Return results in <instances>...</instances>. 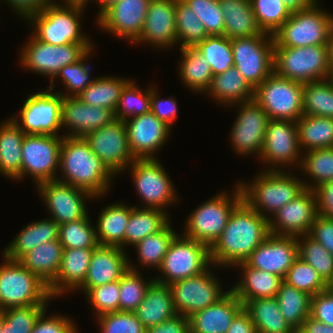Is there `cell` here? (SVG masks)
<instances>
[{"label": "cell", "instance_id": "30bf717a", "mask_svg": "<svg viewBox=\"0 0 333 333\" xmlns=\"http://www.w3.org/2000/svg\"><path fill=\"white\" fill-rule=\"evenodd\" d=\"M20 50L19 64L22 68L49 77L50 81L61 68L80 60L94 43H70L52 45L38 40L32 33Z\"/></svg>", "mask_w": 333, "mask_h": 333}, {"label": "cell", "instance_id": "4fadbf2b", "mask_svg": "<svg viewBox=\"0 0 333 333\" xmlns=\"http://www.w3.org/2000/svg\"><path fill=\"white\" fill-rule=\"evenodd\" d=\"M234 67L255 89L274 71V37L268 33L231 39Z\"/></svg>", "mask_w": 333, "mask_h": 333}, {"label": "cell", "instance_id": "ee69618b", "mask_svg": "<svg viewBox=\"0 0 333 333\" xmlns=\"http://www.w3.org/2000/svg\"><path fill=\"white\" fill-rule=\"evenodd\" d=\"M169 222L162 230L155 234L145 237L134 245L136 249L139 266L142 268L147 267L159 269L166 252L170 246V243L177 235L176 231L173 230V226H170Z\"/></svg>", "mask_w": 333, "mask_h": 333}, {"label": "cell", "instance_id": "34e18365", "mask_svg": "<svg viewBox=\"0 0 333 333\" xmlns=\"http://www.w3.org/2000/svg\"><path fill=\"white\" fill-rule=\"evenodd\" d=\"M327 47H328L329 66H330V69H333V25L329 32Z\"/></svg>", "mask_w": 333, "mask_h": 333}, {"label": "cell", "instance_id": "b9fcfbb0", "mask_svg": "<svg viewBox=\"0 0 333 333\" xmlns=\"http://www.w3.org/2000/svg\"><path fill=\"white\" fill-rule=\"evenodd\" d=\"M4 321H5L4 310L0 309V333H1L2 329H3Z\"/></svg>", "mask_w": 333, "mask_h": 333}, {"label": "cell", "instance_id": "2a66077c", "mask_svg": "<svg viewBox=\"0 0 333 333\" xmlns=\"http://www.w3.org/2000/svg\"><path fill=\"white\" fill-rule=\"evenodd\" d=\"M326 289L333 293V275L332 277L326 282Z\"/></svg>", "mask_w": 333, "mask_h": 333}, {"label": "cell", "instance_id": "60d3db41", "mask_svg": "<svg viewBox=\"0 0 333 333\" xmlns=\"http://www.w3.org/2000/svg\"><path fill=\"white\" fill-rule=\"evenodd\" d=\"M301 151L333 147V118L302 115L297 121Z\"/></svg>", "mask_w": 333, "mask_h": 333}, {"label": "cell", "instance_id": "f35d334b", "mask_svg": "<svg viewBox=\"0 0 333 333\" xmlns=\"http://www.w3.org/2000/svg\"><path fill=\"white\" fill-rule=\"evenodd\" d=\"M168 212L160 209L130 206L129 221L124 235V250L134 246L145 237L162 230L170 221Z\"/></svg>", "mask_w": 333, "mask_h": 333}, {"label": "cell", "instance_id": "d590c367", "mask_svg": "<svg viewBox=\"0 0 333 333\" xmlns=\"http://www.w3.org/2000/svg\"><path fill=\"white\" fill-rule=\"evenodd\" d=\"M95 227L99 245L118 246L124 250V235L130 216V205L114 202L99 212Z\"/></svg>", "mask_w": 333, "mask_h": 333}, {"label": "cell", "instance_id": "f5cc1de1", "mask_svg": "<svg viewBox=\"0 0 333 333\" xmlns=\"http://www.w3.org/2000/svg\"><path fill=\"white\" fill-rule=\"evenodd\" d=\"M150 112V87L142 91L132 78L123 88L119 98L115 119L126 121L134 116Z\"/></svg>", "mask_w": 333, "mask_h": 333}, {"label": "cell", "instance_id": "c3c4849f", "mask_svg": "<svg viewBox=\"0 0 333 333\" xmlns=\"http://www.w3.org/2000/svg\"><path fill=\"white\" fill-rule=\"evenodd\" d=\"M128 257L129 269L122 275L120 282L119 292V311L120 312H134L140 303L144 300L147 288L154 281L144 279L141 270L131 263Z\"/></svg>", "mask_w": 333, "mask_h": 333}, {"label": "cell", "instance_id": "8d00e7d4", "mask_svg": "<svg viewBox=\"0 0 333 333\" xmlns=\"http://www.w3.org/2000/svg\"><path fill=\"white\" fill-rule=\"evenodd\" d=\"M25 135L12 118L0 124V174L11 180L21 174V150Z\"/></svg>", "mask_w": 333, "mask_h": 333}, {"label": "cell", "instance_id": "2e32d148", "mask_svg": "<svg viewBox=\"0 0 333 333\" xmlns=\"http://www.w3.org/2000/svg\"><path fill=\"white\" fill-rule=\"evenodd\" d=\"M63 96L52 90L29 95L19 113L10 118L26 135H59Z\"/></svg>", "mask_w": 333, "mask_h": 333}, {"label": "cell", "instance_id": "f1b7e54d", "mask_svg": "<svg viewBox=\"0 0 333 333\" xmlns=\"http://www.w3.org/2000/svg\"><path fill=\"white\" fill-rule=\"evenodd\" d=\"M94 248L63 249L59 272L48 287L53 300L77 291L84 283ZM58 297V298H57Z\"/></svg>", "mask_w": 333, "mask_h": 333}, {"label": "cell", "instance_id": "91938a15", "mask_svg": "<svg viewBox=\"0 0 333 333\" xmlns=\"http://www.w3.org/2000/svg\"><path fill=\"white\" fill-rule=\"evenodd\" d=\"M120 282L115 281L91 288L84 296L92 307L96 317L110 312L119 311Z\"/></svg>", "mask_w": 333, "mask_h": 333}, {"label": "cell", "instance_id": "74e56055", "mask_svg": "<svg viewBox=\"0 0 333 333\" xmlns=\"http://www.w3.org/2000/svg\"><path fill=\"white\" fill-rule=\"evenodd\" d=\"M243 309L249 314L257 333H296L283 317L275 297L248 300Z\"/></svg>", "mask_w": 333, "mask_h": 333}, {"label": "cell", "instance_id": "277c9868", "mask_svg": "<svg viewBox=\"0 0 333 333\" xmlns=\"http://www.w3.org/2000/svg\"><path fill=\"white\" fill-rule=\"evenodd\" d=\"M85 8L75 2H57L30 16L25 22L33 28L32 34L38 40L48 44L91 43L89 35H85L81 27Z\"/></svg>", "mask_w": 333, "mask_h": 333}, {"label": "cell", "instance_id": "11e5206c", "mask_svg": "<svg viewBox=\"0 0 333 333\" xmlns=\"http://www.w3.org/2000/svg\"><path fill=\"white\" fill-rule=\"evenodd\" d=\"M121 1V0H97L95 3L99 6V11L97 14V18L112 4Z\"/></svg>", "mask_w": 333, "mask_h": 333}, {"label": "cell", "instance_id": "f6af8a7d", "mask_svg": "<svg viewBox=\"0 0 333 333\" xmlns=\"http://www.w3.org/2000/svg\"><path fill=\"white\" fill-rule=\"evenodd\" d=\"M299 170L310 177L308 180L312 179L310 183L303 181L306 189L314 190L324 182L333 181V147L306 151Z\"/></svg>", "mask_w": 333, "mask_h": 333}, {"label": "cell", "instance_id": "89a4df30", "mask_svg": "<svg viewBox=\"0 0 333 333\" xmlns=\"http://www.w3.org/2000/svg\"><path fill=\"white\" fill-rule=\"evenodd\" d=\"M146 333H190V324L188 317L176 314L158 325L146 329Z\"/></svg>", "mask_w": 333, "mask_h": 333}, {"label": "cell", "instance_id": "4316f807", "mask_svg": "<svg viewBox=\"0 0 333 333\" xmlns=\"http://www.w3.org/2000/svg\"><path fill=\"white\" fill-rule=\"evenodd\" d=\"M127 251L118 246L97 245L92 253L87 275L78 289L86 294L91 288L121 279L129 269Z\"/></svg>", "mask_w": 333, "mask_h": 333}, {"label": "cell", "instance_id": "7bdbcfd3", "mask_svg": "<svg viewBox=\"0 0 333 333\" xmlns=\"http://www.w3.org/2000/svg\"><path fill=\"white\" fill-rule=\"evenodd\" d=\"M275 298L283 317L297 331L310 316L312 296L283 280Z\"/></svg>", "mask_w": 333, "mask_h": 333}, {"label": "cell", "instance_id": "1f68e13d", "mask_svg": "<svg viewBox=\"0 0 333 333\" xmlns=\"http://www.w3.org/2000/svg\"><path fill=\"white\" fill-rule=\"evenodd\" d=\"M134 313L145 329L173 318L177 313L169 286L153 281Z\"/></svg>", "mask_w": 333, "mask_h": 333}, {"label": "cell", "instance_id": "f546056e", "mask_svg": "<svg viewBox=\"0 0 333 333\" xmlns=\"http://www.w3.org/2000/svg\"><path fill=\"white\" fill-rule=\"evenodd\" d=\"M242 271L241 278L231 290L244 304L248 300L275 297L283 278L266 271L255 269L246 262L238 263L234 268Z\"/></svg>", "mask_w": 333, "mask_h": 333}, {"label": "cell", "instance_id": "deb4b68c", "mask_svg": "<svg viewBox=\"0 0 333 333\" xmlns=\"http://www.w3.org/2000/svg\"><path fill=\"white\" fill-rule=\"evenodd\" d=\"M329 80H330V81L332 82V84H333V69L330 70Z\"/></svg>", "mask_w": 333, "mask_h": 333}, {"label": "cell", "instance_id": "2644e50d", "mask_svg": "<svg viewBox=\"0 0 333 333\" xmlns=\"http://www.w3.org/2000/svg\"><path fill=\"white\" fill-rule=\"evenodd\" d=\"M226 333H257L249 314L242 309L232 320Z\"/></svg>", "mask_w": 333, "mask_h": 333}, {"label": "cell", "instance_id": "680465c9", "mask_svg": "<svg viewBox=\"0 0 333 333\" xmlns=\"http://www.w3.org/2000/svg\"><path fill=\"white\" fill-rule=\"evenodd\" d=\"M203 23L208 36L224 35V17L219 0H184Z\"/></svg>", "mask_w": 333, "mask_h": 333}, {"label": "cell", "instance_id": "8c879c8a", "mask_svg": "<svg viewBox=\"0 0 333 333\" xmlns=\"http://www.w3.org/2000/svg\"><path fill=\"white\" fill-rule=\"evenodd\" d=\"M296 333H333V326L327 325L309 316Z\"/></svg>", "mask_w": 333, "mask_h": 333}, {"label": "cell", "instance_id": "7a4b0ae2", "mask_svg": "<svg viewBox=\"0 0 333 333\" xmlns=\"http://www.w3.org/2000/svg\"><path fill=\"white\" fill-rule=\"evenodd\" d=\"M59 170L58 181L83 189L97 199L107 194L115 176L83 137H63Z\"/></svg>", "mask_w": 333, "mask_h": 333}, {"label": "cell", "instance_id": "7dc6e473", "mask_svg": "<svg viewBox=\"0 0 333 333\" xmlns=\"http://www.w3.org/2000/svg\"><path fill=\"white\" fill-rule=\"evenodd\" d=\"M303 114L333 118V84L329 79L303 83Z\"/></svg>", "mask_w": 333, "mask_h": 333}, {"label": "cell", "instance_id": "44dd1931", "mask_svg": "<svg viewBox=\"0 0 333 333\" xmlns=\"http://www.w3.org/2000/svg\"><path fill=\"white\" fill-rule=\"evenodd\" d=\"M317 215L315 191L305 189L269 218L270 234L293 237L307 235Z\"/></svg>", "mask_w": 333, "mask_h": 333}, {"label": "cell", "instance_id": "d6986e66", "mask_svg": "<svg viewBox=\"0 0 333 333\" xmlns=\"http://www.w3.org/2000/svg\"><path fill=\"white\" fill-rule=\"evenodd\" d=\"M83 138L115 176L124 173L126 167L135 160L129 150L125 121L114 119Z\"/></svg>", "mask_w": 333, "mask_h": 333}, {"label": "cell", "instance_id": "681fc988", "mask_svg": "<svg viewBox=\"0 0 333 333\" xmlns=\"http://www.w3.org/2000/svg\"><path fill=\"white\" fill-rule=\"evenodd\" d=\"M175 23L180 48L196 47L208 36L203 23L184 0H176Z\"/></svg>", "mask_w": 333, "mask_h": 333}, {"label": "cell", "instance_id": "5bb4252c", "mask_svg": "<svg viewBox=\"0 0 333 333\" xmlns=\"http://www.w3.org/2000/svg\"><path fill=\"white\" fill-rule=\"evenodd\" d=\"M62 141L63 135H25L21 150V174L15 180H22L30 175L35 186L57 180Z\"/></svg>", "mask_w": 333, "mask_h": 333}, {"label": "cell", "instance_id": "3957f363", "mask_svg": "<svg viewBox=\"0 0 333 333\" xmlns=\"http://www.w3.org/2000/svg\"><path fill=\"white\" fill-rule=\"evenodd\" d=\"M292 173L290 170H263L249 183L239 181L243 200L261 216L271 218L306 189L304 179Z\"/></svg>", "mask_w": 333, "mask_h": 333}, {"label": "cell", "instance_id": "6f0895ef", "mask_svg": "<svg viewBox=\"0 0 333 333\" xmlns=\"http://www.w3.org/2000/svg\"><path fill=\"white\" fill-rule=\"evenodd\" d=\"M49 304H37L4 309V326L1 333H31L34 324Z\"/></svg>", "mask_w": 333, "mask_h": 333}, {"label": "cell", "instance_id": "9c48e42d", "mask_svg": "<svg viewBox=\"0 0 333 333\" xmlns=\"http://www.w3.org/2000/svg\"><path fill=\"white\" fill-rule=\"evenodd\" d=\"M211 265L208 246L187 238L183 234H177L170 243L158 269L161 275L154 277V281L170 285L176 281L199 275Z\"/></svg>", "mask_w": 333, "mask_h": 333}, {"label": "cell", "instance_id": "6125c7cd", "mask_svg": "<svg viewBox=\"0 0 333 333\" xmlns=\"http://www.w3.org/2000/svg\"><path fill=\"white\" fill-rule=\"evenodd\" d=\"M47 311L45 309L38 317L31 333H78L76 323L70 316L60 313L46 315Z\"/></svg>", "mask_w": 333, "mask_h": 333}, {"label": "cell", "instance_id": "9a60e30c", "mask_svg": "<svg viewBox=\"0 0 333 333\" xmlns=\"http://www.w3.org/2000/svg\"><path fill=\"white\" fill-rule=\"evenodd\" d=\"M302 155L296 121L269 119L259 157L267 166L263 170L284 171L286 166L288 170V166L291 168L293 165L300 168Z\"/></svg>", "mask_w": 333, "mask_h": 333}, {"label": "cell", "instance_id": "09005b40", "mask_svg": "<svg viewBox=\"0 0 333 333\" xmlns=\"http://www.w3.org/2000/svg\"><path fill=\"white\" fill-rule=\"evenodd\" d=\"M62 2L63 1H68V2H75V3H78L80 5H82V0H61Z\"/></svg>", "mask_w": 333, "mask_h": 333}, {"label": "cell", "instance_id": "ffe728a7", "mask_svg": "<svg viewBox=\"0 0 333 333\" xmlns=\"http://www.w3.org/2000/svg\"><path fill=\"white\" fill-rule=\"evenodd\" d=\"M238 115L232 124L230 140L236 154L260 157L264 145L265 132L269 117L254 101L235 103Z\"/></svg>", "mask_w": 333, "mask_h": 333}, {"label": "cell", "instance_id": "979ff035", "mask_svg": "<svg viewBox=\"0 0 333 333\" xmlns=\"http://www.w3.org/2000/svg\"><path fill=\"white\" fill-rule=\"evenodd\" d=\"M90 0H82V5L87 7V4H89ZM97 0H93V2H96ZM92 2V0L90 1Z\"/></svg>", "mask_w": 333, "mask_h": 333}, {"label": "cell", "instance_id": "52a82bcc", "mask_svg": "<svg viewBox=\"0 0 333 333\" xmlns=\"http://www.w3.org/2000/svg\"><path fill=\"white\" fill-rule=\"evenodd\" d=\"M273 66L277 75L301 83L329 79L328 47L274 46Z\"/></svg>", "mask_w": 333, "mask_h": 333}, {"label": "cell", "instance_id": "003e7915", "mask_svg": "<svg viewBox=\"0 0 333 333\" xmlns=\"http://www.w3.org/2000/svg\"><path fill=\"white\" fill-rule=\"evenodd\" d=\"M13 9L21 19L27 20L30 16L40 12L45 7L56 4L55 0H3Z\"/></svg>", "mask_w": 333, "mask_h": 333}, {"label": "cell", "instance_id": "b9f144b4", "mask_svg": "<svg viewBox=\"0 0 333 333\" xmlns=\"http://www.w3.org/2000/svg\"><path fill=\"white\" fill-rule=\"evenodd\" d=\"M130 80L121 76H99L77 97L87 105L99 106L115 112L121 92Z\"/></svg>", "mask_w": 333, "mask_h": 333}, {"label": "cell", "instance_id": "e575fe53", "mask_svg": "<svg viewBox=\"0 0 333 333\" xmlns=\"http://www.w3.org/2000/svg\"><path fill=\"white\" fill-rule=\"evenodd\" d=\"M62 253L63 246L56 239L35 247L18 261L49 287L59 272Z\"/></svg>", "mask_w": 333, "mask_h": 333}, {"label": "cell", "instance_id": "7402d4cb", "mask_svg": "<svg viewBox=\"0 0 333 333\" xmlns=\"http://www.w3.org/2000/svg\"><path fill=\"white\" fill-rule=\"evenodd\" d=\"M151 0H121L108 7L95 23L113 36L134 43L141 35Z\"/></svg>", "mask_w": 333, "mask_h": 333}, {"label": "cell", "instance_id": "d4e9b609", "mask_svg": "<svg viewBox=\"0 0 333 333\" xmlns=\"http://www.w3.org/2000/svg\"><path fill=\"white\" fill-rule=\"evenodd\" d=\"M297 258V237L270 234L245 262L255 269L284 279Z\"/></svg>", "mask_w": 333, "mask_h": 333}, {"label": "cell", "instance_id": "4dcf8cb0", "mask_svg": "<svg viewBox=\"0 0 333 333\" xmlns=\"http://www.w3.org/2000/svg\"><path fill=\"white\" fill-rule=\"evenodd\" d=\"M3 250V255L11 260H19L35 247L59 239V224L44 218L27 224Z\"/></svg>", "mask_w": 333, "mask_h": 333}, {"label": "cell", "instance_id": "f907efd6", "mask_svg": "<svg viewBox=\"0 0 333 333\" xmlns=\"http://www.w3.org/2000/svg\"><path fill=\"white\" fill-rule=\"evenodd\" d=\"M195 48L207 59L213 76L234 66L231 39L225 35L207 36Z\"/></svg>", "mask_w": 333, "mask_h": 333}, {"label": "cell", "instance_id": "db71d44e", "mask_svg": "<svg viewBox=\"0 0 333 333\" xmlns=\"http://www.w3.org/2000/svg\"><path fill=\"white\" fill-rule=\"evenodd\" d=\"M297 245L298 257L327 282L333 275V255L308 234L297 237Z\"/></svg>", "mask_w": 333, "mask_h": 333}, {"label": "cell", "instance_id": "cb8c5ba5", "mask_svg": "<svg viewBox=\"0 0 333 333\" xmlns=\"http://www.w3.org/2000/svg\"><path fill=\"white\" fill-rule=\"evenodd\" d=\"M175 16L176 0H151L142 33L134 44L145 42L160 50L176 47Z\"/></svg>", "mask_w": 333, "mask_h": 333}, {"label": "cell", "instance_id": "9f6ffc18", "mask_svg": "<svg viewBox=\"0 0 333 333\" xmlns=\"http://www.w3.org/2000/svg\"><path fill=\"white\" fill-rule=\"evenodd\" d=\"M296 289L304 291L311 296L326 290V282L318 272L299 257L293 262L292 266L283 279Z\"/></svg>", "mask_w": 333, "mask_h": 333}, {"label": "cell", "instance_id": "ab89813d", "mask_svg": "<svg viewBox=\"0 0 333 333\" xmlns=\"http://www.w3.org/2000/svg\"><path fill=\"white\" fill-rule=\"evenodd\" d=\"M179 77L192 92L206 93L213 77L210 64L195 47L180 48Z\"/></svg>", "mask_w": 333, "mask_h": 333}, {"label": "cell", "instance_id": "836d02e7", "mask_svg": "<svg viewBox=\"0 0 333 333\" xmlns=\"http://www.w3.org/2000/svg\"><path fill=\"white\" fill-rule=\"evenodd\" d=\"M206 93L225 107H233L235 103L248 102L254 98V89L234 66L213 76Z\"/></svg>", "mask_w": 333, "mask_h": 333}, {"label": "cell", "instance_id": "11a10c76", "mask_svg": "<svg viewBox=\"0 0 333 333\" xmlns=\"http://www.w3.org/2000/svg\"><path fill=\"white\" fill-rule=\"evenodd\" d=\"M261 30L273 35L291 16L282 0H250Z\"/></svg>", "mask_w": 333, "mask_h": 333}, {"label": "cell", "instance_id": "bcb514c9", "mask_svg": "<svg viewBox=\"0 0 333 333\" xmlns=\"http://www.w3.org/2000/svg\"><path fill=\"white\" fill-rule=\"evenodd\" d=\"M94 49H90L80 60L77 62L66 65L60 69L57 75L50 81L49 90H54V80L59 78L64 84L65 93L57 91L63 97H77L84 89L92 84L96 78H92L90 73V66L87 64L88 59L91 56V52ZM87 64V65H86Z\"/></svg>", "mask_w": 333, "mask_h": 333}, {"label": "cell", "instance_id": "5b68a950", "mask_svg": "<svg viewBox=\"0 0 333 333\" xmlns=\"http://www.w3.org/2000/svg\"><path fill=\"white\" fill-rule=\"evenodd\" d=\"M228 193L221 190L196 207L185 220L182 234L210 248L224 231L233 210L243 201L238 183L232 194Z\"/></svg>", "mask_w": 333, "mask_h": 333}, {"label": "cell", "instance_id": "a7ac6f4b", "mask_svg": "<svg viewBox=\"0 0 333 333\" xmlns=\"http://www.w3.org/2000/svg\"><path fill=\"white\" fill-rule=\"evenodd\" d=\"M314 191L318 215L333 218V181L322 183Z\"/></svg>", "mask_w": 333, "mask_h": 333}, {"label": "cell", "instance_id": "484cf974", "mask_svg": "<svg viewBox=\"0 0 333 333\" xmlns=\"http://www.w3.org/2000/svg\"><path fill=\"white\" fill-rule=\"evenodd\" d=\"M114 112L99 106H91L78 97H63L61 102V128L66 129L63 137H84L87 133L110 124Z\"/></svg>", "mask_w": 333, "mask_h": 333}, {"label": "cell", "instance_id": "816d5d0a", "mask_svg": "<svg viewBox=\"0 0 333 333\" xmlns=\"http://www.w3.org/2000/svg\"><path fill=\"white\" fill-rule=\"evenodd\" d=\"M90 221L87 214L79 220L59 225V241L63 249H88L98 245L95 226Z\"/></svg>", "mask_w": 333, "mask_h": 333}, {"label": "cell", "instance_id": "e7e4bbea", "mask_svg": "<svg viewBox=\"0 0 333 333\" xmlns=\"http://www.w3.org/2000/svg\"><path fill=\"white\" fill-rule=\"evenodd\" d=\"M310 316L333 326V293L326 289L312 296Z\"/></svg>", "mask_w": 333, "mask_h": 333}, {"label": "cell", "instance_id": "83f0119b", "mask_svg": "<svg viewBox=\"0 0 333 333\" xmlns=\"http://www.w3.org/2000/svg\"><path fill=\"white\" fill-rule=\"evenodd\" d=\"M243 303L229 288L216 303L188 317L190 333H226Z\"/></svg>", "mask_w": 333, "mask_h": 333}, {"label": "cell", "instance_id": "03108f58", "mask_svg": "<svg viewBox=\"0 0 333 333\" xmlns=\"http://www.w3.org/2000/svg\"><path fill=\"white\" fill-rule=\"evenodd\" d=\"M308 235L333 255V218L317 215Z\"/></svg>", "mask_w": 333, "mask_h": 333}, {"label": "cell", "instance_id": "8fae6325", "mask_svg": "<svg viewBox=\"0 0 333 333\" xmlns=\"http://www.w3.org/2000/svg\"><path fill=\"white\" fill-rule=\"evenodd\" d=\"M303 83L289 80L274 71L254 89L253 100L269 119L297 121L303 115Z\"/></svg>", "mask_w": 333, "mask_h": 333}, {"label": "cell", "instance_id": "e0dca14e", "mask_svg": "<svg viewBox=\"0 0 333 333\" xmlns=\"http://www.w3.org/2000/svg\"><path fill=\"white\" fill-rule=\"evenodd\" d=\"M212 266L199 275L168 285L177 314L189 317L216 303L227 293L215 277Z\"/></svg>", "mask_w": 333, "mask_h": 333}, {"label": "cell", "instance_id": "603a6c76", "mask_svg": "<svg viewBox=\"0 0 333 333\" xmlns=\"http://www.w3.org/2000/svg\"><path fill=\"white\" fill-rule=\"evenodd\" d=\"M129 150L135 159L155 157L167 142L172 129L152 112L125 121ZM161 147V148H160Z\"/></svg>", "mask_w": 333, "mask_h": 333}, {"label": "cell", "instance_id": "7c38bea8", "mask_svg": "<svg viewBox=\"0 0 333 333\" xmlns=\"http://www.w3.org/2000/svg\"><path fill=\"white\" fill-rule=\"evenodd\" d=\"M127 169H130L135 189L144 203L142 208L166 212L168 206L178 202L174 184L158 158L135 159Z\"/></svg>", "mask_w": 333, "mask_h": 333}, {"label": "cell", "instance_id": "be15d7a7", "mask_svg": "<svg viewBox=\"0 0 333 333\" xmlns=\"http://www.w3.org/2000/svg\"><path fill=\"white\" fill-rule=\"evenodd\" d=\"M174 97L167 99L159 97L158 89L150 86V112H152L160 121L172 128L175 119L178 117V106Z\"/></svg>", "mask_w": 333, "mask_h": 333}, {"label": "cell", "instance_id": "ac0fdd59", "mask_svg": "<svg viewBox=\"0 0 333 333\" xmlns=\"http://www.w3.org/2000/svg\"><path fill=\"white\" fill-rule=\"evenodd\" d=\"M36 189L49 210V218L59 225L84 218L88 214L87 199H95L87 191L58 180L42 182Z\"/></svg>", "mask_w": 333, "mask_h": 333}, {"label": "cell", "instance_id": "6da1fadb", "mask_svg": "<svg viewBox=\"0 0 333 333\" xmlns=\"http://www.w3.org/2000/svg\"><path fill=\"white\" fill-rule=\"evenodd\" d=\"M269 235V219L243 200L233 210L222 234L209 248L212 265L225 269L245 262Z\"/></svg>", "mask_w": 333, "mask_h": 333}, {"label": "cell", "instance_id": "d6a6232c", "mask_svg": "<svg viewBox=\"0 0 333 333\" xmlns=\"http://www.w3.org/2000/svg\"><path fill=\"white\" fill-rule=\"evenodd\" d=\"M219 4L224 17V35L229 39L264 33L257 23L250 0H219Z\"/></svg>", "mask_w": 333, "mask_h": 333}, {"label": "cell", "instance_id": "8992f818", "mask_svg": "<svg viewBox=\"0 0 333 333\" xmlns=\"http://www.w3.org/2000/svg\"><path fill=\"white\" fill-rule=\"evenodd\" d=\"M3 257L0 264V309L51 303L53 298L44 282L18 260Z\"/></svg>", "mask_w": 333, "mask_h": 333}, {"label": "cell", "instance_id": "94428289", "mask_svg": "<svg viewBox=\"0 0 333 333\" xmlns=\"http://www.w3.org/2000/svg\"><path fill=\"white\" fill-rule=\"evenodd\" d=\"M96 319L101 333H146L134 312H110Z\"/></svg>", "mask_w": 333, "mask_h": 333}, {"label": "cell", "instance_id": "753ad0ef", "mask_svg": "<svg viewBox=\"0 0 333 333\" xmlns=\"http://www.w3.org/2000/svg\"><path fill=\"white\" fill-rule=\"evenodd\" d=\"M282 1L283 4L287 7V9L291 13L305 10L318 2V0H282Z\"/></svg>", "mask_w": 333, "mask_h": 333}, {"label": "cell", "instance_id": "ba28073f", "mask_svg": "<svg viewBox=\"0 0 333 333\" xmlns=\"http://www.w3.org/2000/svg\"><path fill=\"white\" fill-rule=\"evenodd\" d=\"M319 3L320 1L305 10L292 13L273 34L274 46L327 45L333 15Z\"/></svg>", "mask_w": 333, "mask_h": 333}]
</instances>
